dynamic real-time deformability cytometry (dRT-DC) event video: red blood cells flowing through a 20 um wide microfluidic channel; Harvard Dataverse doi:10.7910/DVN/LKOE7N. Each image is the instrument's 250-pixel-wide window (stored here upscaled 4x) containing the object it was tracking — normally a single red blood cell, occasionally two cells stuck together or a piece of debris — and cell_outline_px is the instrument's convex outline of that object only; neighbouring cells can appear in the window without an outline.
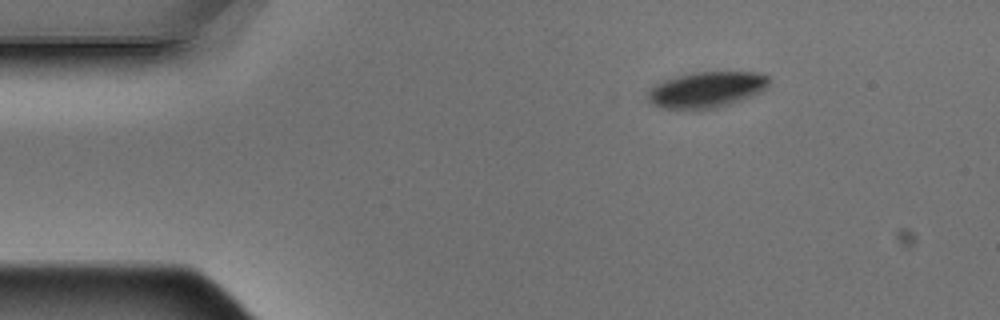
{"species": "Egyptian fruit bat (a non-hibernating species)", "species_latin": "Rousettus aegyptiacus", "temperature_condition": "warm", "stored_images_in_passage": 4, "segment_of_instrument_passage": [2, 2], "camera_frame_rate_fps": 3000, "um_per_image_px": 0.085, "animal": {"sex": "male"}, "frame": {"image": 1, "passage_image": 4, "time_ms": 1.0, "image_size_px": [1000, 320], "cell_outline_px": [[768, 84], [760, 92], [752, 96], [732, 104], [716, 108], [692, 112], [664, 108], [652, 104], [648, 100], [648, 88], [664, 80], [676, 76], [692, 72], [756, 72], [768, 76]], "centroid_in_image_um": [60.0, 7.66], "position_along_channel_um": 25.0, "area_um2": 25.95}}